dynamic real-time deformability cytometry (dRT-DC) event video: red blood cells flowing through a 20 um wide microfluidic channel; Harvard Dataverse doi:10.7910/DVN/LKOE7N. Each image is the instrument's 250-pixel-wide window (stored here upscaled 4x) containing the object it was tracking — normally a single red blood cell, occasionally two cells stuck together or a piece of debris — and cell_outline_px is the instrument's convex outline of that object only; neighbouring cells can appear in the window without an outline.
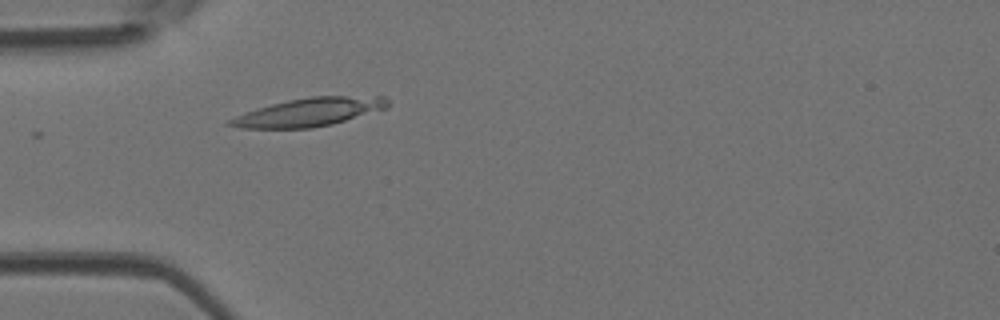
{"species": "Egyptian fruit bat (a non-hibernating species)", "species_latin": "Rousettus aegyptiacus", "temperature_condition": "room temperature", "stored_images_in_passage": 24, "camera_frame_rate_fps": 3000, "um_per_image_px": 0.085, "animal": {"sex": "female"}, "frame": {"image": 1, "passage_image": 2, "time_ms": 0.333, "image_size_px": [1000, 320], "cell_outline_px": [[356, 112], [340, 120], [324, 124], [292, 128], [272, 128], [284, 104], [300, 100], [348, 100]], "centroid_in_image_um": [26.57, 9.61], "position_along_channel_um": 58.4, "area_um2": 12.48}}
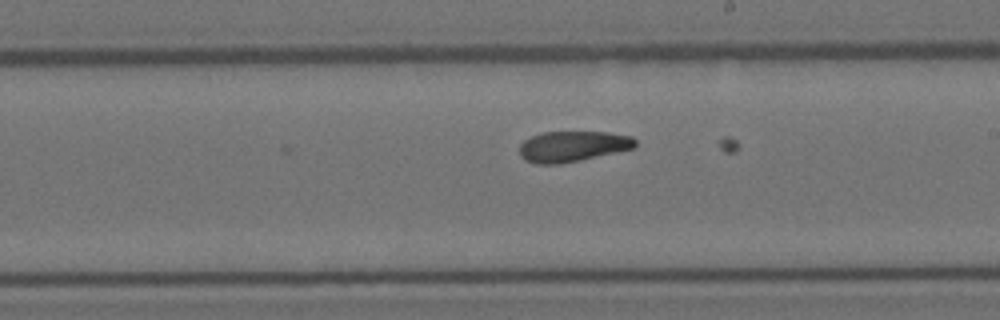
{"frame": {"image": 2, "passage_image": 15, "time_ms": 4.667, "image_size_px": [1000, 320], "cell_outline_px": [[632, 144], [628, 148], [568, 160], [536, 160], [528, 156], [524, 152], [524, 148], [528, 144], [572, 136], [616, 136], [632, 140]], "centroid_in_image_um": [48.91, 12.52], "position_along_channel_um": 240.1, "area_um2": 13.64}}
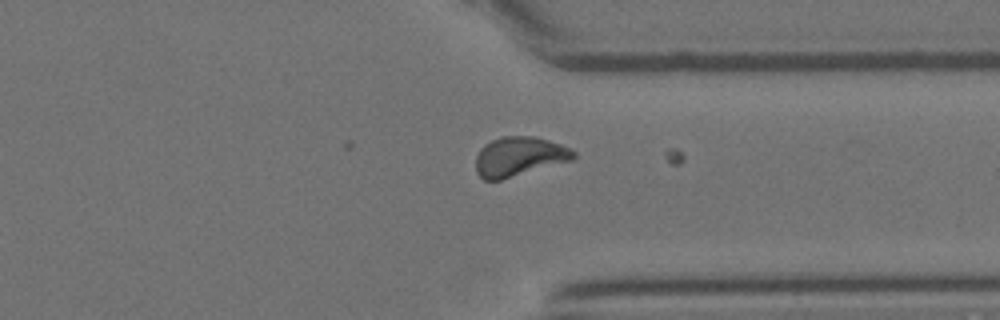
{"frame": {"image": 3, "passage_image": 24, "time_ms": 7.667, "image_size_px": [1000, 320], "cell_outline_px": [[568, 156], [496, 180], [488, 180], [480, 172], [480, 168], [548, 144], [560, 148], [568, 152]], "centroid_in_image_um": [44.46, 13.78], "position_along_channel_um": 366.9, "area_um2": 10.0}}